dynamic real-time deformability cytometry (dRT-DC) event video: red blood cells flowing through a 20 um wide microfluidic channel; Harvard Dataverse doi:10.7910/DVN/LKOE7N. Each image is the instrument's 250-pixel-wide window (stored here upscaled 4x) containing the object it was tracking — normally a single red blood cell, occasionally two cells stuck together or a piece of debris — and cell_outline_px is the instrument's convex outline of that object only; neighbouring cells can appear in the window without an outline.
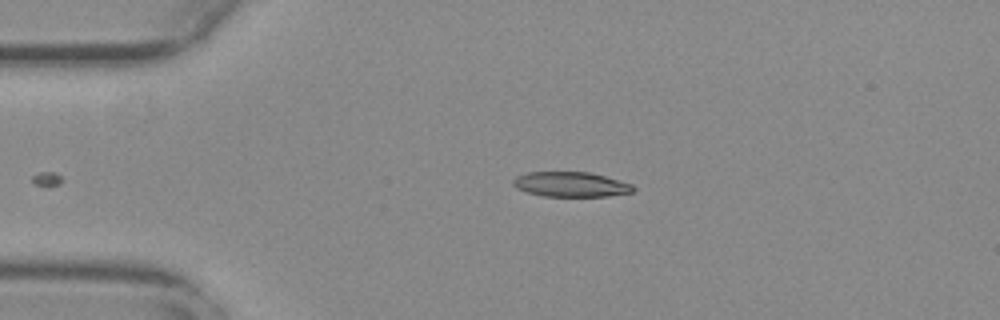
{"species": "common noctule bat (a hibernating species)", "species_latin": "Nyctalus noctula", "temperature_condition": "warm", "stored_images_in_passage": 39, "camera_frame_rate_fps": 3000, "um_per_image_px": 0.085, "animal": {"sex": "female", "body_mass_g": 29.2, "forearm_length_mm": 56.3}, "frame": {"image": 1, "passage_image": 1, "time_ms": 0.0, "image_size_px": [1000, 320], "cell_outline_px": [[636, 188], [632, 192], [608, 196], [544, 196], [524, 192], [516, 188], [512, 184], [512, 180], [516, 176], [528, 172], [592, 172], [632, 184]], "centroid_in_image_um": [48.5, 15.67], "position_along_channel_um": 36.5, "area_um2": 17.57}}
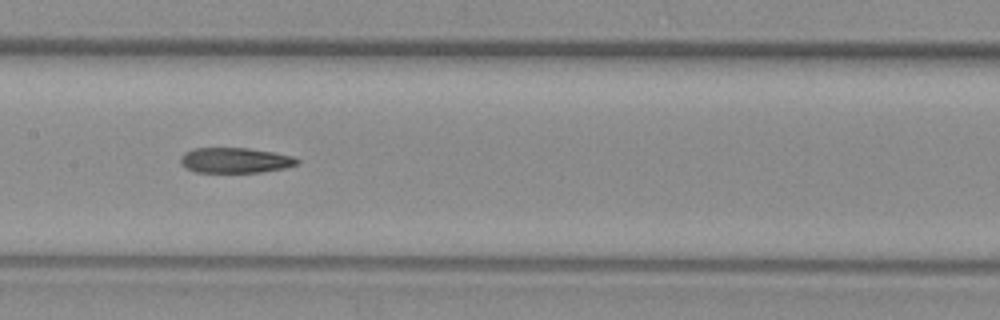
{"frame": {"image": 2, "passage_image": 16, "time_ms": 5.0, "image_size_px": [1000, 320], "cell_outline_px": [[300, 160], [296, 164], [284, 168], [264, 172], [196, 172], [180, 164], [180, 156], [184, 152], [192, 148], [248, 148], [296, 156]], "centroid_in_image_um": [19.98, 13.62], "position_along_channel_um": 187.4, "area_um2": 17.28}}
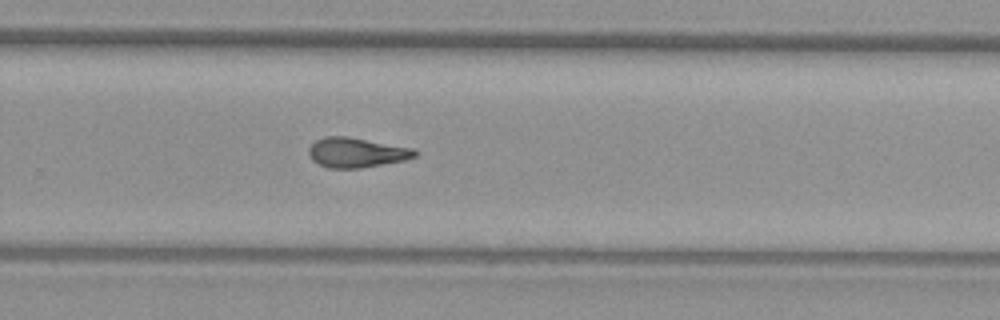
{"frame": {"image": 3, "passage_image": 25, "time_ms": 8.0, "image_size_px": [1000, 320], "cell_outline_px": [[416, 156], [404, 160], [360, 168], [328, 168], [312, 160], [308, 152], [308, 148], [316, 140], [324, 136], [348, 136], [416, 148]], "centroid_in_image_um": [30.3, 12.95], "position_along_channel_um": 299.5, "area_um2": 18.5}, "authors_computed_cell_mechanics": {"area_um2": 18.1492, "velocity_mm_per_s": 3.7477, "shape_relaxation_time_tau1_ms": null, "shape_relaxation_time_tau2_ms": 9.0877, "deformation_change_tau1": null, "deformation_change_tau2": 0.2146}}